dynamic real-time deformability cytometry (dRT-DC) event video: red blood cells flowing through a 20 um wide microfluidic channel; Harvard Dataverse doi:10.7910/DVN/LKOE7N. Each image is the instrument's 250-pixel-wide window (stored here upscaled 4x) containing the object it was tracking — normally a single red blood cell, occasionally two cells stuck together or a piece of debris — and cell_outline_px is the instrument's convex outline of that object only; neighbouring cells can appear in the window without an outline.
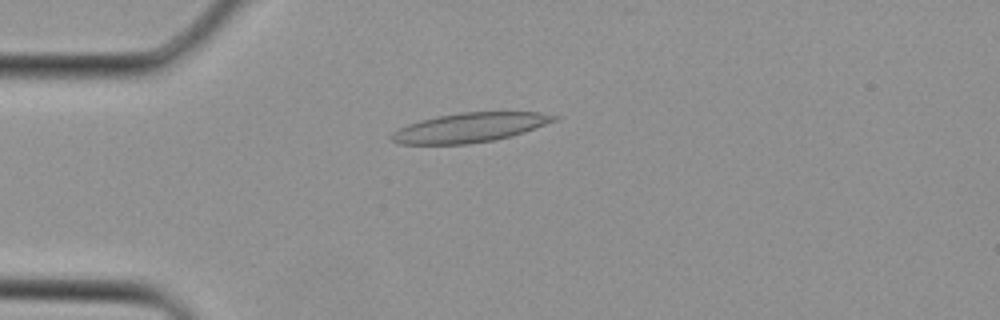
{"species": "Egyptian fruit bat (a non-hibernating species)", "species_latin": "Rousettus aegyptiacus", "temperature_condition": "cold", "stored_images_in_passage": 3, "camera_frame_rate_fps": 3000, "um_per_image_px": 0.085, "animal": {"sex": "female"}, "frame": {"image": 1, "passage_image": 3, "time_ms": 0.667, "image_size_px": [1000, 320], "cell_outline_px": [[556, 120], [524, 132], [512, 136], [492, 140], [468, 144], [400, 144], [392, 140], [388, 136], [392, 132], [408, 124], [420, 120], [436, 116], [460, 112], [540, 112], [556, 116]], "centroid_in_image_um": [39.88, 10.84], "position_along_channel_um": 45.1, "area_um2": 27.69}}